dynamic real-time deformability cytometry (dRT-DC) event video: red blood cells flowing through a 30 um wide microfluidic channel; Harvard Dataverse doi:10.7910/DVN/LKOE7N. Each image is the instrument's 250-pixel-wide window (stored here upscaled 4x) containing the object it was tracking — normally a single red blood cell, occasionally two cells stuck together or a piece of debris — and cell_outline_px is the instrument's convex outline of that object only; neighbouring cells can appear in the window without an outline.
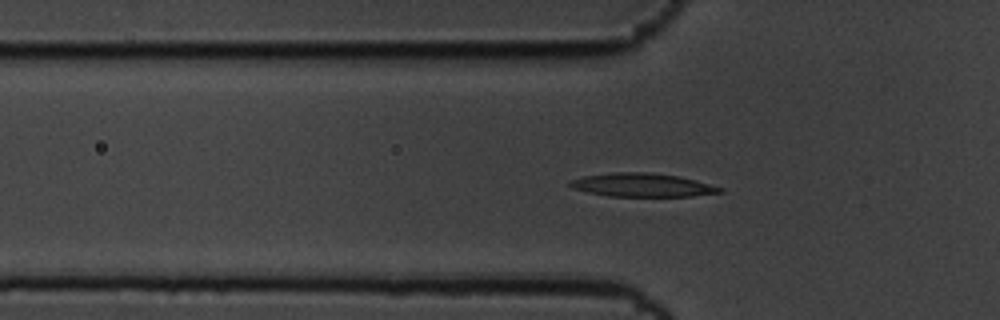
{"species": "common noctule bat (a hibernating species)", "species_latin": "Nyctalus noctula", "temperature_condition": "cold", "stored_images_in_passage": 59, "camera_frame_rate_fps": 3000, "um_per_image_px": 0.085, "animal": {"sex": "male", "body_mass_g": 19.5, "forearm_length_mm": 54.6}, "frame": {"image": 1, "passage_image": 19, "time_ms": 6.0, "image_size_px": [1000, 320], "cell_outline_px": [[724, 192], [692, 196], [608, 196], [588, 192], [572, 188], [568, 184], [572, 180], [584, 176], [612, 172], [652, 172], [680, 176], [724, 188]], "centroid_in_image_um": [54.62, 15.72], "position_along_channel_um": 71.2, "area_um2": 20.52}}
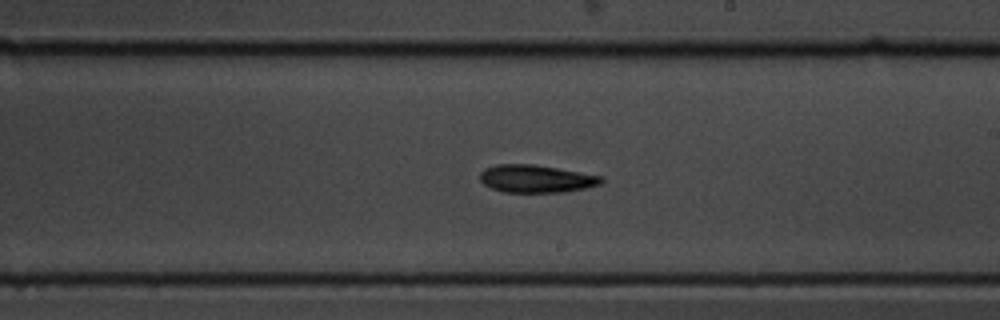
{"frame": {"image": 2, "passage_image": 34, "time_ms": 11.0, "image_size_px": [1000, 320], "cell_outline_px": [[604, 180], [600, 184], [584, 188], [564, 192], [504, 192], [492, 188], [484, 184], [480, 180], [480, 172], [484, 168], [496, 164], [532, 164], [604, 176]], "centroid_in_image_um": [45.56, 15.19], "position_along_channel_um": 243.4, "area_um2": 19.54}}
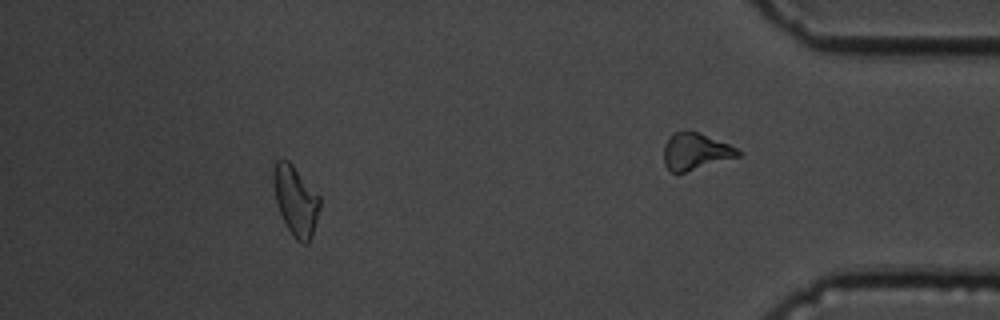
{"frame": {"image": 3, "passage_image": 53, "time_ms": 17.333, "image_size_px": [1000, 320], "cell_outline_px": [[320, 208], [308, 244], [304, 244], [296, 240], [292, 236], [280, 212], [276, 200], [272, 180], [272, 172], [276, 160], [288, 160], [292, 164], [320, 196]], "centroid_in_image_um": [25.12, 17.03], "position_along_channel_um": 410.1, "area_um2": 18.61}, "authors_computed_cell_mechanics": {"area_um2": 19.2474, "velocity_mm_per_s": 3.4528, "shape_relaxation_time_tau1_ms": 9.0787, "shape_relaxation_time_tau2_ms": null, "deformation_change_tau1": 0.21, "deformation_change_tau2": null}}